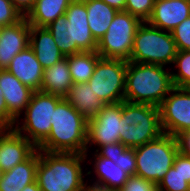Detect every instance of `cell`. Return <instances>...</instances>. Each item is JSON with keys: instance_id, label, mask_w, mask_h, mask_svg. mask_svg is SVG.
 Masks as SVG:
<instances>
[{"instance_id": "cell-29", "label": "cell", "mask_w": 190, "mask_h": 191, "mask_svg": "<svg viewBox=\"0 0 190 191\" xmlns=\"http://www.w3.org/2000/svg\"><path fill=\"white\" fill-rule=\"evenodd\" d=\"M154 4L155 0H126L124 11L146 22L152 14Z\"/></svg>"}, {"instance_id": "cell-42", "label": "cell", "mask_w": 190, "mask_h": 191, "mask_svg": "<svg viewBox=\"0 0 190 191\" xmlns=\"http://www.w3.org/2000/svg\"><path fill=\"white\" fill-rule=\"evenodd\" d=\"M187 191H190V183H189V185H188Z\"/></svg>"}, {"instance_id": "cell-11", "label": "cell", "mask_w": 190, "mask_h": 191, "mask_svg": "<svg viewBox=\"0 0 190 191\" xmlns=\"http://www.w3.org/2000/svg\"><path fill=\"white\" fill-rule=\"evenodd\" d=\"M122 118V102L105 104L103 109L87 122V146L88 149L94 144L98 149L106 144L120 142V121ZM89 144V146H88ZM91 145V146H90Z\"/></svg>"}, {"instance_id": "cell-15", "label": "cell", "mask_w": 190, "mask_h": 191, "mask_svg": "<svg viewBox=\"0 0 190 191\" xmlns=\"http://www.w3.org/2000/svg\"><path fill=\"white\" fill-rule=\"evenodd\" d=\"M30 25L26 17L9 26H3L0 37V69H6L13 57L29 46Z\"/></svg>"}, {"instance_id": "cell-31", "label": "cell", "mask_w": 190, "mask_h": 191, "mask_svg": "<svg viewBox=\"0 0 190 191\" xmlns=\"http://www.w3.org/2000/svg\"><path fill=\"white\" fill-rule=\"evenodd\" d=\"M23 15L13 6L10 0H0V25L9 26L16 24Z\"/></svg>"}, {"instance_id": "cell-5", "label": "cell", "mask_w": 190, "mask_h": 191, "mask_svg": "<svg viewBox=\"0 0 190 191\" xmlns=\"http://www.w3.org/2000/svg\"><path fill=\"white\" fill-rule=\"evenodd\" d=\"M172 32L161 30L147 21L138 27L129 61L166 66L177 54Z\"/></svg>"}, {"instance_id": "cell-24", "label": "cell", "mask_w": 190, "mask_h": 191, "mask_svg": "<svg viewBox=\"0 0 190 191\" xmlns=\"http://www.w3.org/2000/svg\"><path fill=\"white\" fill-rule=\"evenodd\" d=\"M73 0H36L26 19L30 26L46 27L58 17L65 15Z\"/></svg>"}, {"instance_id": "cell-28", "label": "cell", "mask_w": 190, "mask_h": 191, "mask_svg": "<svg viewBox=\"0 0 190 191\" xmlns=\"http://www.w3.org/2000/svg\"><path fill=\"white\" fill-rule=\"evenodd\" d=\"M189 183L178 169L172 166L157 185L158 191H187Z\"/></svg>"}, {"instance_id": "cell-21", "label": "cell", "mask_w": 190, "mask_h": 191, "mask_svg": "<svg viewBox=\"0 0 190 191\" xmlns=\"http://www.w3.org/2000/svg\"><path fill=\"white\" fill-rule=\"evenodd\" d=\"M65 99L87 120L96 116L105 105L87 82L73 83Z\"/></svg>"}, {"instance_id": "cell-10", "label": "cell", "mask_w": 190, "mask_h": 191, "mask_svg": "<svg viewBox=\"0 0 190 191\" xmlns=\"http://www.w3.org/2000/svg\"><path fill=\"white\" fill-rule=\"evenodd\" d=\"M163 133L176 136L190 130V88L173 87L159 106Z\"/></svg>"}, {"instance_id": "cell-26", "label": "cell", "mask_w": 190, "mask_h": 191, "mask_svg": "<svg viewBox=\"0 0 190 191\" xmlns=\"http://www.w3.org/2000/svg\"><path fill=\"white\" fill-rule=\"evenodd\" d=\"M67 61L73 83L88 82L100 55L95 52H81L68 55Z\"/></svg>"}, {"instance_id": "cell-16", "label": "cell", "mask_w": 190, "mask_h": 191, "mask_svg": "<svg viewBox=\"0 0 190 191\" xmlns=\"http://www.w3.org/2000/svg\"><path fill=\"white\" fill-rule=\"evenodd\" d=\"M95 156V157H94ZM93 171H88L86 175L95 172L97 179L88 186L89 190L97 191H118L127 182L129 175L109 158L101 157L94 151Z\"/></svg>"}, {"instance_id": "cell-8", "label": "cell", "mask_w": 190, "mask_h": 191, "mask_svg": "<svg viewBox=\"0 0 190 191\" xmlns=\"http://www.w3.org/2000/svg\"><path fill=\"white\" fill-rule=\"evenodd\" d=\"M141 23L139 18L127 11H118L107 32L97 42L100 57L129 61L134 37Z\"/></svg>"}, {"instance_id": "cell-36", "label": "cell", "mask_w": 190, "mask_h": 191, "mask_svg": "<svg viewBox=\"0 0 190 191\" xmlns=\"http://www.w3.org/2000/svg\"><path fill=\"white\" fill-rule=\"evenodd\" d=\"M173 166L178 169L185 180L190 183V157L178 152L175 157Z\"/></svg>"}, {"instance_id": "cell-32", "label": "cell", "mask_w": 190, "mask_h": 191, "mask_svg": "<svg viewBox=\"0 0 190 191\" xmlns=\"http://www.w3.org/2000/svg\"><path fill=\"white\" fill-rule=\"evenodd\" d=\"M120 168H122L129 176L136 173V155L135 148H126L124 152L119 154L116 160H112Z\"/></svg>"}, {"instance_id": "cell-40", "label": "cell", "mask_w": 190, "mask_h": 191, "mask_svg": "<svg viewBox=\"0 0 190 191\" xmlns=\"http://www.w3.org/2000/svg\"><path fill=\"white\" fill-rule=\"evenodd\" d=\"M21 191H41L37 182L26 185Z\"/></svg>"}, {"instance_id": "cell-12", "label": "cell", "mask_w": 190, "mask_h": 191, "mask_svg": "<svg viewBox=\"0 0 190 191\" xmlns=\"http://www.w3.org/2000/svg\"><path fill=\"white\" fill-rule=\"evenodd\" d=\"M37 147L14 129H0V172L27 160Z\"/></svg>"}, {"instance_id": "cell-7", "label": "cell", "mask_w": 190, "mask_h": 191, "mask_svg": "<svg viewBox=\"0 0 190 191\" xmlns=\"http://www.w3.org/2000/svg\"><path fill=\"white\" fill-rule=\"evenodd\" d=\"M62 97L34 91L24 114L23 121H15L14 130L38 147L51 131V116ZM23 124V125H20Z\"/></svg>"}, {"instance_id": "cell-4", "label": "cell", "mask_w": 190, "mask_h": 191, "mask_svg": "<svg viewBox=\"0 0 190 191\" xmlns=\"http://www.w3.org/2000/svg\"><path fill=\"white\" fill-rule=\"evenodd\" d=\"M120 142L127 148H137L163 134L159 107L122 101Z\"/></svg>"}, {"instance_id": "cell-30", "label": "cell", "mask_w": 190, "mask_h": 191, "mask_svg": "<svg viewBox=\"0 0 190 191\" xmlns=\"http://www.w3.org/2000/svg\"><path fill=\"white\" fill-rule=\"evenodd\" d=\"M177 50H190V16L172 31Z\"/></svg>"}, {"instance_id": "cell-35", "label": "cell", "mask_w": 190, "mask_h": 191, "mask_svg": "<svg viewBox=\"0 0 190 191\" xmlns=\"http://www.w3.org/2000/svg\"><path fill=\"white\" fill-rule=\"evenodd\" d=\"M15 120L8 114L3 92L0 88V129H13Z\"/></svg>"}, {"instance_id": "cell-38", "label": "cell", "mask_w": 190, "mask_h": 191, "mask_svg": "<svg viewBox=\"0 0 190 191\" xmlns=\"http://www.w3.org/2000/svg\"><path fill=\"white\" fill-rule=\"evenodd\" d=\"M10 2L23 15V17H26L33 9L36 0H10Z\"/></svg>"}, {"instance_id": "cell-39", "label": "cell", "mask_w": 190, "mask_h": 191, "mask_svg": "<svg viewBox=\"0 0 190 191\" xmlns=\"http://www.w3.org/2000/svg\"><path fill=\"white\" fill-rule=\"evenodd\" d=\"M117 11H124L126 0H101Z\"/></svg>"}, {"instance_id": "cell-27", "label": "cell", "mask_w": 190, "mask_h": 191, "mask_svg": "<svg viewBox=\"0 0 190 191\" xmlns=\"http://www.w3.org/2000/svg\"><path fill=\"white\" fill-rule=\"evenodd\" d=\"M173 65L177 73L171 72L173 86L190 88V50H178Z\"/></svg>"}, {"instance_id": "cell-3", "label": "cell", "mask_w": 190, "mask_h": 191, "mask_svg": "<svg viewBox=\"0 0 190 191\" xmlns=\"http://www.w3.org/2000/svg\"><path fill=\"white\" fill-rule=\"evenodd\" d=\"M166 70L160 65L127 61L124 101L159 107L174 87L170 69Z\"/></svg>"}, {"instance_id": "cell-34", "label": "cell", "mask_w": 190, "mask_h": 191, "mask_svg": "<svg viewBox=\"0 0 190 191\" xmlns=\"http://www.w3.org/2000/svg\"><path fill=\"white\" fill-rule=\"evenodd\" d=\"M127 147L124 146L121 142L115 144H106L101 146L98 151H96L101 157L109 158L111 160H116L122 152ZM100 150V151H99Z\"/></svg>"}, {"instance_id": "cell-17", "label": "cell", "mask_w": 190, "mask_h": 191, "mask_svg": "<svg viewBox=\"0 0 190 191\" xmlns=\"http://www.w3.org/2000/svg\"><path fill=\"white\" fill-rule=\"evenodd\" d=\"M6 69L33 91H40L44 68L29 46L16 54Z\"/></svg>"}, {"instance_id": "cell-20", "label": "cell", "mask_w": 190, "mask_h": 191, "mask_svg": "<svg viewBox=\"0 0 190 191\" xmlns=\"http://www.w3.org/2000/svg\"><path fill=\"white\" fill-rule=\"evenodd\" d=\"M38 149L25 161L0 174V191H21L36 182Z\"/></svg>"}, {"instance_id": "cell-9", "label": "cell", "mask_w": 190, "mask_h": 191, "mask_svg": "<svg viewBox=\"0 0 190 191\" xmlns=\"http://www.w3.org/2000/svg\"><path fill=\"white\" fill-rule=\"evenodd\" d=\"M127 61L100 57L87 82L105 104L124 101Z\"/></svg>"}, {"instance_id": "cell-6", "label": "cell", "mask_w": 190, "mask_h": 191, "mask_svg": "<svg viewBox=\"0 0 190 191\" xmlns=\"http://www.w3.org/2000/svg\"><path fill=\"white\" fill-rule=\"evenodd\" d=\"M176 138L163 133L158 138L135 148L136 176L158 185L173 166L178 154Z\"/></svg>"}, {"instance_id": "cell-13", "label": "cell", "mask_w": 190, "mask_h": 191, "mask_svg": "<svg viewBox=\"0 0 190 191\" xmlns=\"http://www.w3.org/2000/svg\"><path fill=\"white\" fill-rule=\"evenodd\" d=\"M190 16V0H155L147 22L161 30L172 32Z\"/></svg>"}, {"instance_id": "cell-23", "label": "cell", "mask_w": 190, "mask_h": 191, "mask_svg": "<svg viewBox=\"0 0 190 191\" xmlns=\"http://www.w3.org/2000/svg\"><path fill=\"white\" fill-rule=\"evenodd\" d=\"M83 1L86 5L87 20L91 34L98 42L99 39L107 32L118 11L101 0Z\"/></svg>"}, {"instance_id": "cell-1", "label": "cell", "mask_w": 190, "mask_h": 191, "mask_svg": "<svg viewBox=\"0 0 190 191\" xmlns=\"http://www.w3.org/2000/svg\"><path fill=\"white\" fill-rule=\"evenodd\" d=\"M87 153H61L38 150L36 182L41 191H88L82 163ZM84 174V175H83Z\"/></svg>"}, {"instance_id": "cell-2", "label": "cell", "mask_w": 190, "mask_h": 191, "mask_svg": "<svg viewBox=\"0 0 190 191\" xmlns=\"http://www.w3.org/2000/svg\"><path fill=\"white\" fill-rule=\"evenodd\" d=\"M51 131L37 147L46 152L86 153L87 122L65 98L58 103L51 116Z\"/></svg>"}, {"instance_id": "cell-14", "label": "cell", "mask_w": 190, "mask_h": 191, "mask_svg": "<svg viewBox=\"0 0 190 191\" xmlns=\"http://www.w3.org/2000/svg\"><path fill=\"white\" fill-rule=\"evenodd\" d=\"M0 88L8 108V114L15 121L20 120L22 111L26 109L34 91L7 69H0Z\"/></svg>"}, {"instance_id": "cell-41", "label": "cell", "mask_w": 190, "mask_h": 191, "mask_svg": "<svg viewBox=\"0 0 190 191\" xmlns=\"http://www.w3.org/2000/svg\"><path fill=\"white\" fill-rule=\"evenodd\" d=\"M2 30H3V26L0 25V37H1Z\"/></svg>"}, {"instance_id": "cell-18", "label": "cell", "mask_w": 190, "mask_h": 191, "mask_svg": "<svg viewBox=\"0 0 190 191\" xmlns=\"http://www.w3.org/2000/svg\"><path fill=\"white\" fill-rule=\"evenodd\" d=\"M66 18L73 25L74 42L84 52L97 51V41L92 36L87 20L86 5L83 0H73L66 12Z\"/></svg>"}, {"instance_id": "cell-22", "label": "cell", "mask_w": 190, "mask_h": 191, "mask_svg": "<svg viewBox=\"0 0 190 191\" xmlns=\"http://www.w3.org/2000/svg\"><path fill=\"white\" fill-rule=\"evenodd\" d=\"M72 85L73 81L67 57H65L44 69L40 91L65 98Z\"/></svg>"}, {"instance_id": "cell-19", "label": "cell", "mask_w": 190, "mask_h": 191, "mask_svg": "<svg viewBox=\"0 0 190 191\" xmlns=\"http://www.w3.org/2000/svg\"><path fill=\"white\" fill-rule=\"evenodd\" d=\"M29 47L44 69L65 58L46 27L30 26Z\"/></svg>"}, {"instance_id": "cell-33", "label": "cell", "mask_w": 190, "mask_h": 191, "mask_svg": "<svg viewBox=\"0 0 190 191\" xmlns=\"http://www.w3.org/2000/svg\"><path fill=\"white\" fill-rule=\"evenodd\" d=\"M118 191H158L157 185L139 176H129L127 182Z\"/></svg>"}, {"instance_id": "cell-25", "label": "cell", "mask_w": 190, "mask_h": 191, "mask_svg": "<svg viewBox=\"0 0 190 191\" xmlns=\"http://www.w3.org/2000/svg\"><path fill=\"white\" fill-rule=\"evenodd\" d=\"M46 28L52 34L58 49L65 57L83 52L74 42L73 25L69 23L65 15L58 17Z\"/></svg>"}, {"instance_id": "cell-37", "label": "cell", "mask_w": 190, "mask_h": 191, "mask_svg": "<svg viewBox=\"0 0 190 191\" xmlns=\"http://www.w3.org/2000/svg\"><path fill=\"white\" fill-rule=\"evenodd\" d=\"M178 151L190 157V130L183 131L175 136Z\"/></svg>"}]
</instances>
